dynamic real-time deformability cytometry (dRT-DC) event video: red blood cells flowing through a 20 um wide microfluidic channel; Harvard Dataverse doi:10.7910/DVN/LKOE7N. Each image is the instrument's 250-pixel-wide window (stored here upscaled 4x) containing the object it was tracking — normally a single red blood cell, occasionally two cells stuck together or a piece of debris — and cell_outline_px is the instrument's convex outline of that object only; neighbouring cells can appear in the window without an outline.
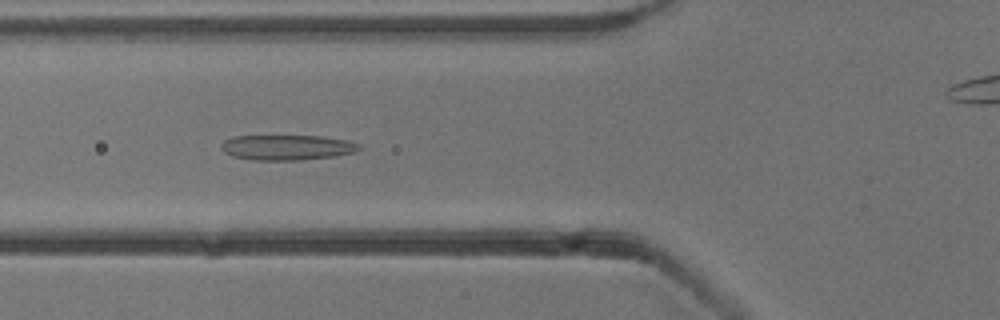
{"species": "common noctule bat (a hibernating species)", "species_latin": "Nyctalus noctula", "temperature_condition": "cold", "stored_images_in_passage": 54, "camera_frame_rate_fps": 3000, "um_per_image_px": 0.085, "animal": {"sex": "male", "body_mass_g": 13.3}, "frame": {"image": 1, "passage_image": 20, "time_ms": 6.333, "image_size_px": [1000, 320], "cell_outline_px": [[364, 148], [356, 152], [332, 156], [300, 160], [252, 160], [232, 156], [224, 152], [220, 148], [220, 144], [224, 140], [232, 136], [324, 136], [348, 140], [360, 144]], "centroid_in_image_um": [24.4, 12.53], "position_along_channel_um": 101.4, "area_um2": 20.52}}
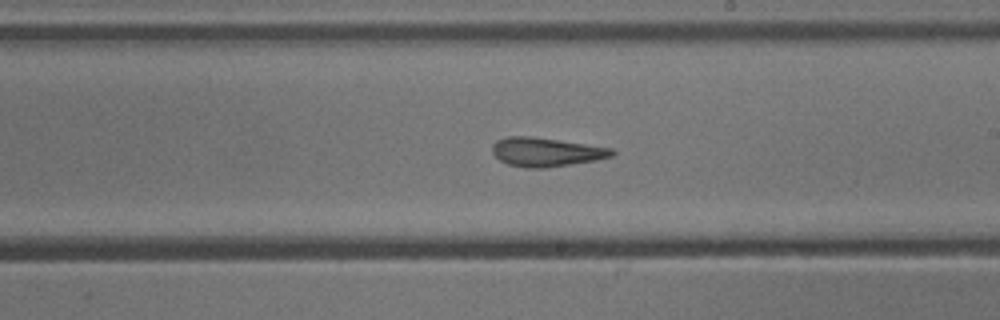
{"frame": {"image": 2, "passage_image": 31, "time_ms": 10.0, "image_size_px": [1000, 320], "cell_outline_px": [[616, 152], [612, 156], [596, 160], [544, 168], [528, 168], [508, 164], [500, 160], [492, 152], [492, 144], [496, 140], [508, 136], [528, 136], [612, 148]], "centroid_in_image_um": [46.39, 12.92], "position_along_channel_um": 242.6, "area_um2": 19.88}}
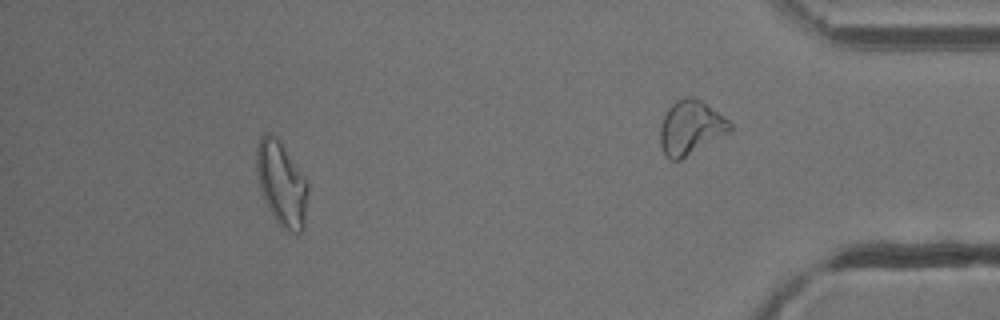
{"frame": {"image": 3, "passage_image": 49, "time_ms": 16.0, "image_size_px": [1000, 320], "cell_outline_px": [[308, 196], [304, 228], [296, 236], [288, 232], [276, 220], [268, 208], [260, 188], [256, 168], [256, 148], [260, 136], [264, 132], [276, 136], [280, 140], [308, 180]], "centroid_in_image_um": [23.96, 15.61], "position_along_channel_um": 411.2, "area_um2": 25.66}, "authors_computed_cell_mechanics": {"area_um2": 21.9351, "velocity_mm_per_s": 3.8342, "shape_relaxation_time_tau1_ms": null, "shape_relaxation_time_tau2_ms": 4.729, "deformation_change_tau1": null, "deformation_change_tau2": 0.1587}}